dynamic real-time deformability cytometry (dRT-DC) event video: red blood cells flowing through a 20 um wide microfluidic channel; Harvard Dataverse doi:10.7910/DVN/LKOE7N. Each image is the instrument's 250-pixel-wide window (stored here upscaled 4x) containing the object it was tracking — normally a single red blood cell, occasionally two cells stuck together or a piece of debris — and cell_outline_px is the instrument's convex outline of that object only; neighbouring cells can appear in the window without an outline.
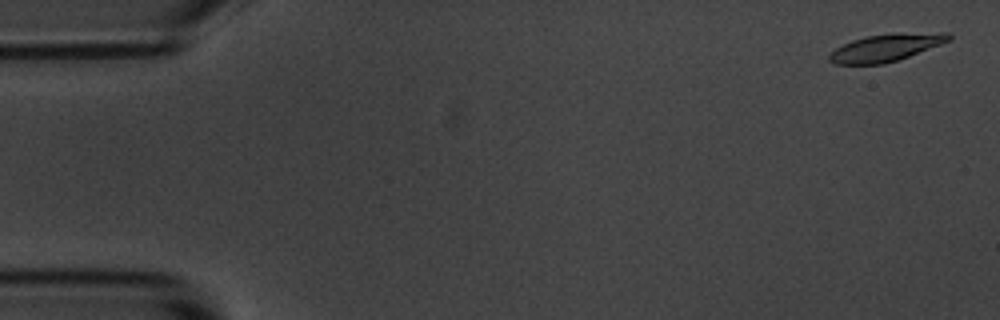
{"species": "common noctule bat (a hibernating species)", "species_latin": "Nyctalus noctula", "temperature_condition": "room temperature", "stored_images_in_passage": 3, "camera_frame_rate_fps": 3000, "um_per_image_px": 0.085, "animal": {"sex": "male", "body_mass_g": 20.1, "forearm_length_mm": 53.5}, "frame": {"image": 1, "passage_image": 1, "time_ms": 0.0, "image_size_px": [1000, 320], "cell_outline_px": [[952, 40], [908, 56], [884, 64], [836, 64], [828, 60], [828, 56], [836, 48], [852, 40], [868, 36], [896, 32], [948, 32], [952, 36]], "centroid_in_image_um": [75.35, 4.03], "position_along_channel_um": 9.6, "area_um2": 19.07}}